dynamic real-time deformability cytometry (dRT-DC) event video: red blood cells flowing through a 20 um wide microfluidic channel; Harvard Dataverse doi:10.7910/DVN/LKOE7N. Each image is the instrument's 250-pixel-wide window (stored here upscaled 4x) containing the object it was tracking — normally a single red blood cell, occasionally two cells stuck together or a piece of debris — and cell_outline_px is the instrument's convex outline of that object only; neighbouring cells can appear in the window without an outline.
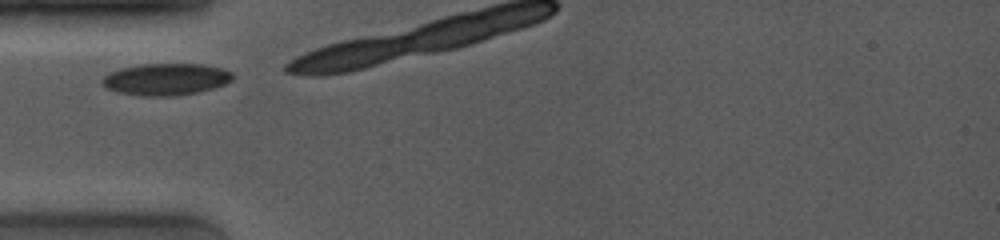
{"species": "common noctule bat (a hibernating species)", "species_latin": "Nyctalus noctula", "temperature_condition": "room temperature", "stored_images_in_passage": 2, "camera_frame_rate_fps": 4000, "um_per_image_px": 0.085, "animal": {"sex": "female", "body_mass_g": 19.0, "forearm_length_mm": 53.3}, "frame": {"image": 1, "passage_image": 1, "time_ms": 0.0, "image_size_px": [1000, 240], "cell_outline_px": [[232, 80], [224, 84], [200, 92], [176, 96], [144, 96], [116, 92], [100, 84], [100, 80], [104, 76], [120, 68], [140, 64], [204, 64], [220, 68], [232, 72]], "centroid_in_image_um": [14.08, 6.74], "position_along_channel_um": 70.9, "area_um2": 24.28}}